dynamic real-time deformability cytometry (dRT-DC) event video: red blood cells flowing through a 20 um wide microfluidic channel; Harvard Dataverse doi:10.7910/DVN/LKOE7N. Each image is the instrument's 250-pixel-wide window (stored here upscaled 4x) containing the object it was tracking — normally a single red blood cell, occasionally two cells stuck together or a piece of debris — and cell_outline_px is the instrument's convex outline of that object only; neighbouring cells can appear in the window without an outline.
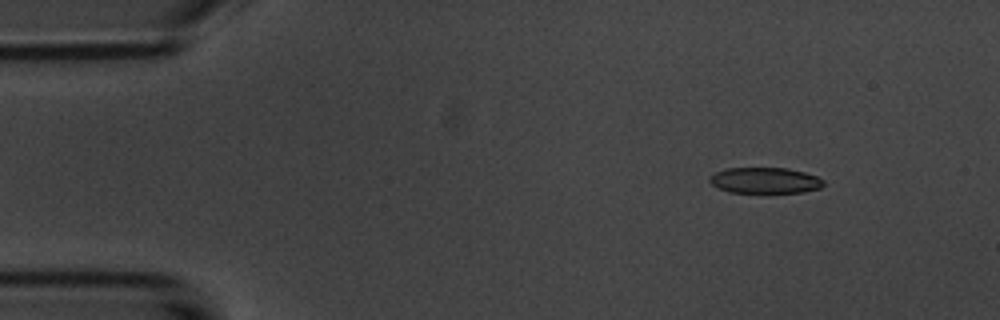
{"species": "common noctule bat (a hibernating species)", "species_latin": "Nyctalus noctula", "temperature_condition": "room temperature", "stored_images_in_passage": 4, "segment_of_instrument_passage": [1, 2], "camera_frame_rate_fps": 3000, "um_per_image_px": 0.085, "animal": {"sex": "male", "body_mass_g": 20.1, "forearm_length_mm": 53.5}, "frame": {"image": 1, "passage_image": 1, "time_ms": 0.0, "image_size_px": [1000, 320], "cell_outline_px": [[824, 184], [820, 188], [804, 192], [728, 192], [712, 184], [708, 180], [708, 176], [724, 168], [788, 168], [804, 172], [816, 176], [824, 180]], "centroid_in_image_um": [65.01, 15.33], "position_along_channel_um": 20.0, "area_um2": 17.17}}